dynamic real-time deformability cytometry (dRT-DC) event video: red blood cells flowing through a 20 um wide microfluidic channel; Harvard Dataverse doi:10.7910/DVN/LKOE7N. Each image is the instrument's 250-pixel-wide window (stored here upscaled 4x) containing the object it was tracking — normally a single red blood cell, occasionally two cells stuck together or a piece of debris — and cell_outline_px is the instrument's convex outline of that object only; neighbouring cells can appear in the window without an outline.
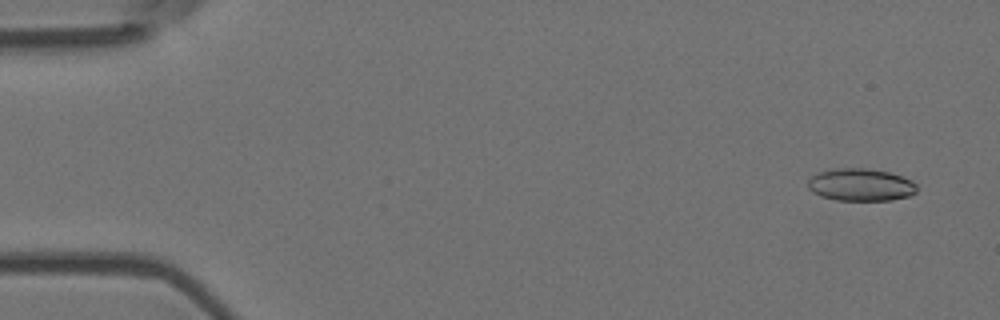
{"species": "Egyptian fruit bat (a non-hibernating species)", "species_latin": "Rousettus aegyptiacus", "temperature_condition": "room temperature", "stored_images_in_passage": 4, "camera_frame_rate_fps": 3000, "um_per_image_px": 0.085, "animal": {"sex": "female"}, "frame": {"image": 1, "passage_image": 1, "time_ms": 0.0, "image_size_px": [1000, 320], "cell_outline_px": [[916, 192], [908, 196], [892, 200], [836, 200], [820, 196], [812, 192], [808, 188], [808, 180], [812, 176], [820, 172], [832, 168], [864, 168], [888, 172], [912, 180], [916, 184]], "centroid_in_image_um": [73.14, 15.71], "position_along_channel_um": 11.9, "area_um2": 20.58}}
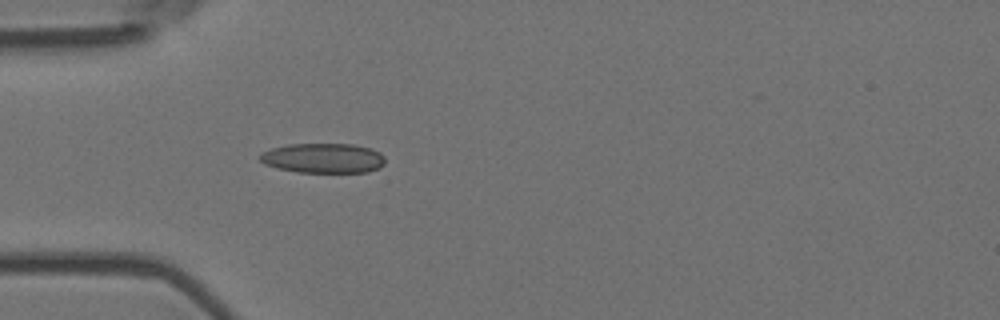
{"frame": {"image": 2, "passage_image": 4, "time_ms": 1.0, "image_size_px": [1000, 320], "cell_outline_px": [[384, 164], [368, 172], [296, 172], [276, 168], [264, 164], [256, 156], [272, 148], [288, 144], [352, 144], [372, 148], [380, 152], [384, 156]], "centroid_in_image_um": [27.45, 13.44], "position_along_channel_um": 57.6, "area_um2": 21.85}}